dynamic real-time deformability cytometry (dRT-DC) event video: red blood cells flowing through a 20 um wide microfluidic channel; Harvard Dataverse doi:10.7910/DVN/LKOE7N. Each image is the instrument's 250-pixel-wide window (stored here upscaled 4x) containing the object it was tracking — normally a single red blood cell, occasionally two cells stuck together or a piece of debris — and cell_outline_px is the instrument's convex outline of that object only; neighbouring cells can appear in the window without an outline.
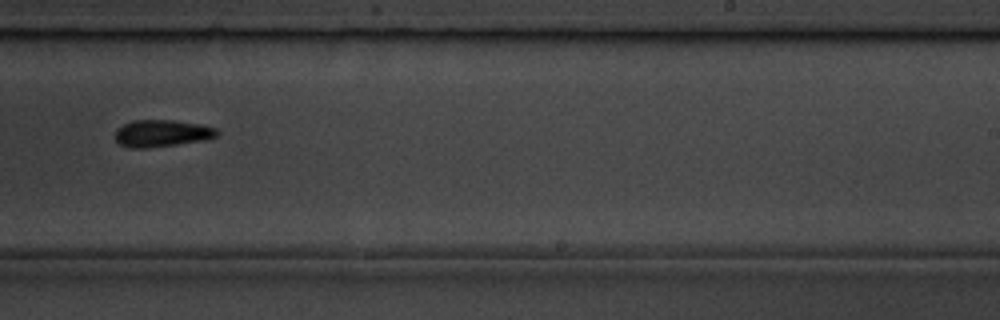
{"species": "common noctule bat (a hibernating species)", "species_latin": "Nyctalus noctula", "temperature_condition": "room temperature", "stored_images_in_passage": 10, "camera_frame_rate_fps": 3000, "um_per_image_px": 0.085, "animal": {"sex": "male", "body_mass_g": 19.5, "forearm_length_mm": 54.6}, "frame": {"image": 1, "passage_image": 10, "time_ms": 10.333, "image_size_px": [1000, 320], "cell_outline_px": [[220, 132], [216, 136], [204, 140], [176, 144], [144, 148], [128, 148], [116, 144], [116, 128], [132, 120], [172, 120], [200, 124], [216, 128]], "centroid_in_image_um": [13.72, 11.33], "position_along_channel_um": 275.3, "area_um2": 16.07}}